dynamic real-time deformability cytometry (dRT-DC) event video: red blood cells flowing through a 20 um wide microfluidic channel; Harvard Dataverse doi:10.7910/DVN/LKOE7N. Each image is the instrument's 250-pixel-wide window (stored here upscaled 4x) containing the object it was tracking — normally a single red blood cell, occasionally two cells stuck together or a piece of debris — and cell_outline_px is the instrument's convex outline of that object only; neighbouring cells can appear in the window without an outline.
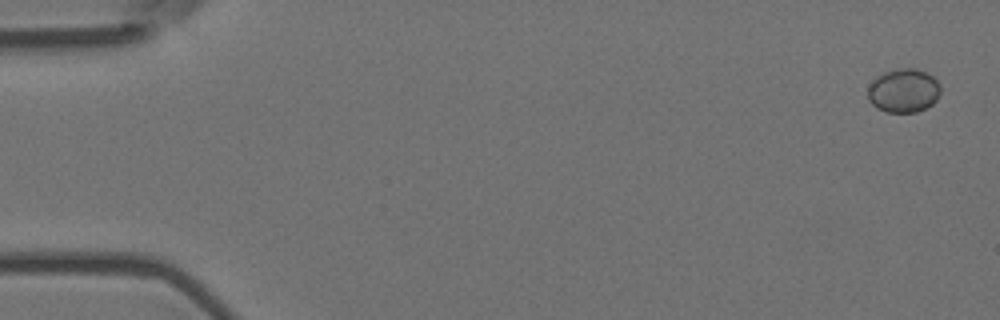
{"species": "Egyptian fruit bat (a non-hibernating species)", "species_latin": "Rousettus aegyptiacus", "temperature_condition": "room temperature", "stored_images_in_passage": 5, "camera_frame_rate_fps": 3000, "um_per_image_px": 0.085, "animal": {"sex": "female"}, "frame": {"image": 1, "passage_image": 1, "time_ms": 0.0, "image_size_px": [1000, 320], "cell_outline_px": [[940, 92], [936, 100], [932, 104], [916, 112], [884, 112], [876, 108], [868, 100], [868, 88], [872, 80], [876, 76], [884, 72], [900, 68], [916, 68], [932, 76], [940, 84]], "centroid_in_image_um": [76.78, 7.7], "position_along_channel_um": 8.2, "area_um2": 18.61}}
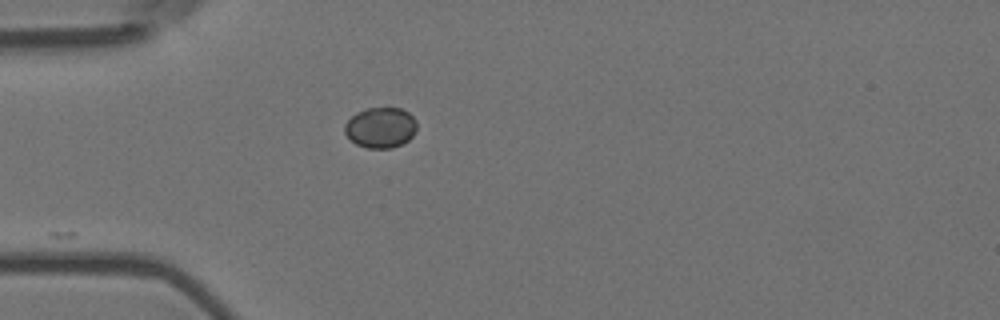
{"frame": {"image": 2, "passage_image": 5, "time_ms": 1.333, "image_size_px": [1000, 320], "cell_outline_px": [[416, 128], [412, 136], [408, 140], [392, 148], [368, 148], [356, 144], [344, 132], [344, 124], [356, 112], [368, 108], [400, 108], [408, 112], [416, 120]], "centroid_in_image_um": [32.34, 10.84], "position_along_channel_um": 52.7, "area_um2": 16.94}}